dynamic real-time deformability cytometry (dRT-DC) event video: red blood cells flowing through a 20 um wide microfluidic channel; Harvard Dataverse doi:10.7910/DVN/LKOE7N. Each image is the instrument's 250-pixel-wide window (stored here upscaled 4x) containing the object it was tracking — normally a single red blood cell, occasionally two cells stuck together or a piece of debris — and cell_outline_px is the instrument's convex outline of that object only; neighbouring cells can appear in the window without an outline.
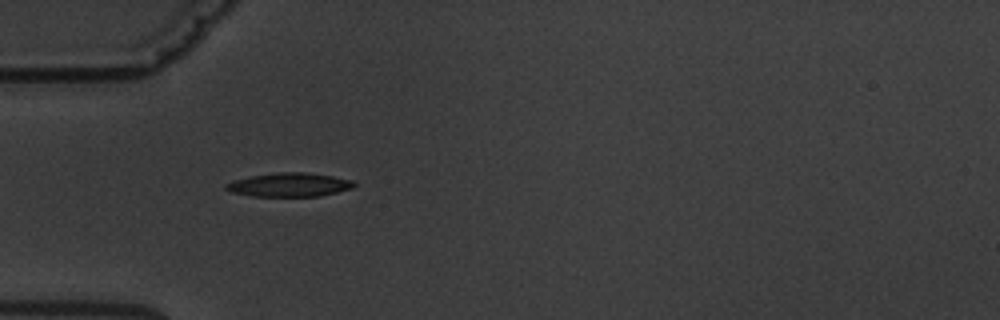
{"species": "common noctule bat (a hibernating species)", "species_latin": "Nyctalus noctula", "temperature_condition": "warm", "stored_images_in_passage": 2, "camera_frame_rate_fps": 3000, "um_per_image_px": 0.085, "animal": {"sex": "male", "body_mass_g": 19.5, "forearm_length_mm": 54.6}, "frame": {"image": 1, "passage_image": 1, "time_ms": 0.0, "image_size_px": [1000, 320], "cell_outline_px": [[356, 184], [352, 188], [320, 196], [252, 196], [232, 192], [224, 188], [224, 184], [232, 180], [252, 176], [280, 172], [304, 172], [332, 176], [352, 180]], "centroid_in_image_um": [24.57, 15.7], "position_along_channel_um": 60.4, "area_um2": 17.63}}
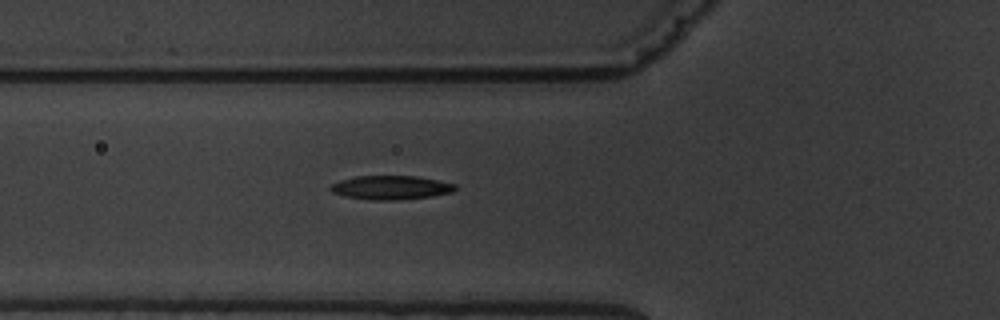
{"frame": {"image": 2, "passage_image": 2, "time_ms": 1.0, "image_size_px": [1000, 320], "cell_outline_px": [[456, 188], [452, 192], [432, 196], [400, 200], [372, 200], [344, 196], [332, 192], [328, 188], [332, 184], [340, 180], [356, 176], [416, 176], [456, 184]], "centroid_in_image_um": [33.2, 15.94], "position_along_channel_um": 92.6, "area_um2": 17.34}}